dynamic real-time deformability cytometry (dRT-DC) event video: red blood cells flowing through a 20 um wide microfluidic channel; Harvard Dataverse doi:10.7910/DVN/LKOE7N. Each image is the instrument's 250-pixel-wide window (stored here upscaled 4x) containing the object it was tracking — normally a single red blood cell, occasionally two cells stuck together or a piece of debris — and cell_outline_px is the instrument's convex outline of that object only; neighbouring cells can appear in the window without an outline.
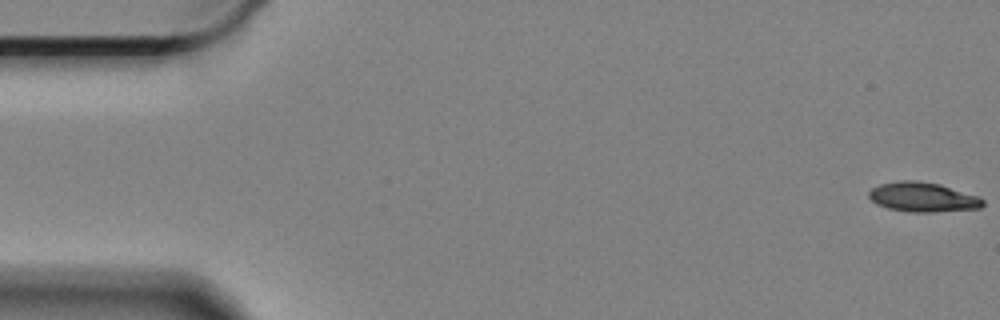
{"species": "Egyptian fruit bat (a non-hibernating species)", "species_latin": "Rousettus aegyptiacus", "temperature_condition": "cold", "stored_images_in_passage": 60, "camera_frame_rate_fps": 3000, "um_per_image_px": 0.085, "animal": {"sex": "female"}, "frame": {"image": 1, "passage_image": 1, "time_ms": 0.0, "image_size_px": [1000, 320], "cell_outline_px": [[984, 204], [980, 208], [932, 212], [908, 212], [888, 208], [876, 204], [868, 196], [868, 192], [872, 188], [880, 184], [900, 180], [916, 180], [940, 184], [976, 196], [984, 200]], "centroid_in_image_um": [78.4, 16.75], "position_along_channel_um": 6.6, "area_um2": 19.54}}
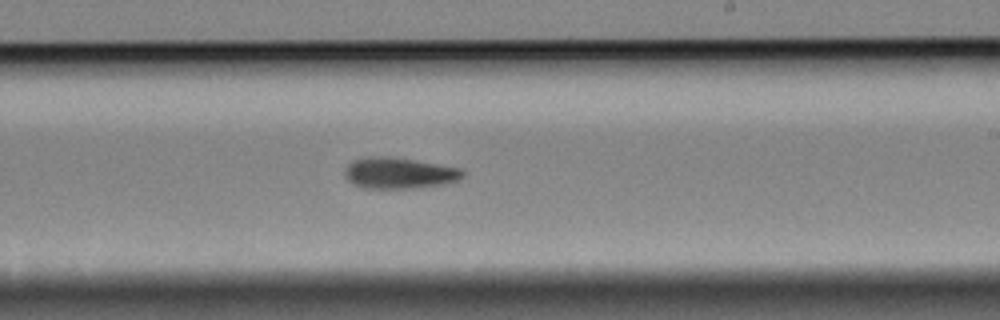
{"frame": {"image": 2, "passage_image": 35, "time_ms": 11.333, "image_size_px": [1000, 320], "cell_outline_px": [[464, 176], [460, 180], [440, 184], [408, 188], [364, 188], [352, 184], [344, 176], [344, 168], [352, 160], [368, 156], [388, 156], [464, 168]], "centroid_in_image_um": [33.9, 14.7], "position_along_channel_um": 255.1, "area_um2": 21.5}}
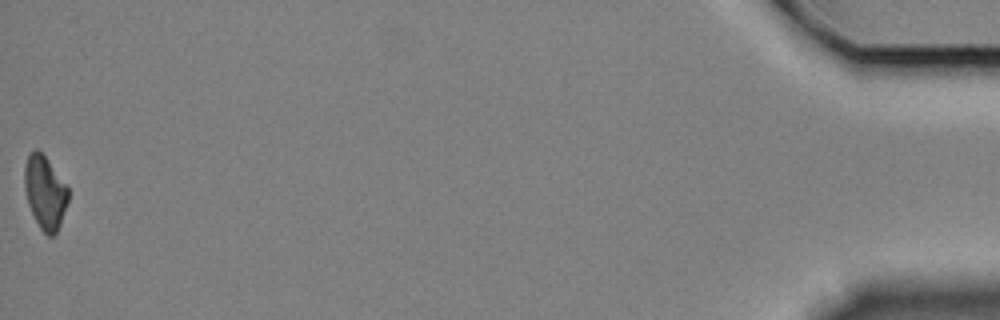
{"frame": {"image": 3, "passage_image": 60, "time_ms": 19.667, "image_size_px": [1000, 320], "cell_outline_px": [[68, 200], [60, 224], [56, 232], [52, 236], [48, 236], [40, 228], [28, 204], [24, 188], [24, 168], [28, 156], [36, 148], [48, 160], [68, 188]], "centroid_in_image_um": [3.81, 16.36], "position_along_channel_um": 431.4, "area_um2": 18.26}, "authors_computed_cell_mechanics": {"area_um2": 20.2589, "velocity_mm_per_s": 3.3121, "shape_relaxation_time_tau1_ms": 5.9564, "shape_relaxation_time_tau2_ms": null, "deformation_change_tau1": 0.1281, "deformation_change_tau2": null}}